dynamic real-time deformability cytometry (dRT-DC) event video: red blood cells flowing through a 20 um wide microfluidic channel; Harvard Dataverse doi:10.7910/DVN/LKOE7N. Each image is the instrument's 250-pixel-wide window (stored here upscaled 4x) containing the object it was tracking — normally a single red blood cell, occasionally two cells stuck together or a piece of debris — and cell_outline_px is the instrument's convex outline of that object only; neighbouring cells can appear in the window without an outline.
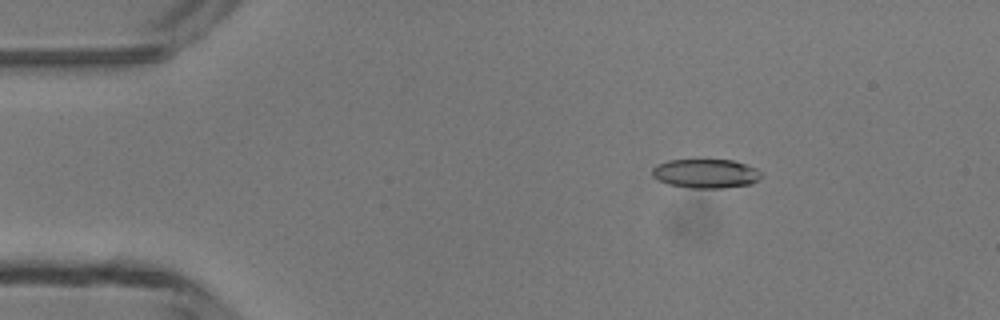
{"species": "common noctule bat (a hibernating species)", "species_latin": "Nyctalus noctula", "temperature_condition": "room temperature", "stored_images_in_passage": 5, "segment_of_instrument_passage": [1, 2], "camera_frame_rate_fps": 3000, "um_per_image_px": 0.085, "animal": {"sex": "male", "body_mass_g": 13.3}, "frame": {"image": 1, "passage_image": 2, "time_ms": 1.333, "image_size_px": [1000, 320], "cell_outline_px": [[760, 180], [752, 184], [724, 188], [692, 188], [668, 184], [652, 176], [652, 168], [656, 164], [668, 160], [732, 160], [756, 168], [760, 172]], "centroid_in_image_um": [59.99, 14.75], "position_along_channel_um": 25.0, "area_um2": 18.5}}
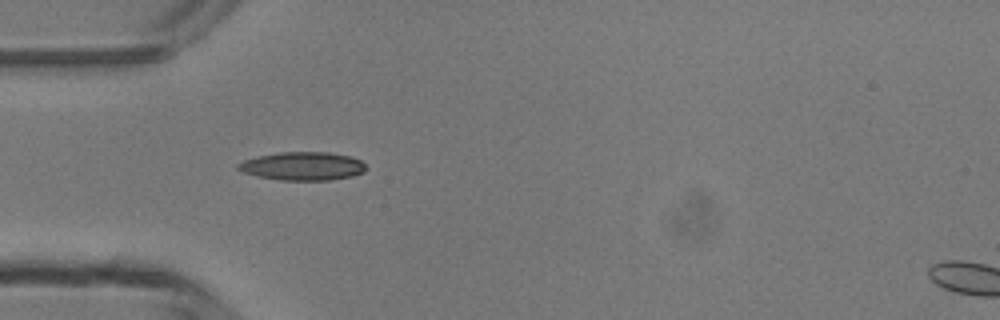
{"frame": {"image": 2, "passage_image": 4, "time_ms": 3.667, "image_size_px": [1000, 320], "cell_outline_px": [[364, 172], [352, 176], [328, 180], [280, 180], [260, 176], [244, 172], [236, 168], [236, 164], [244, 160], [256, 156], [280, 152], [328, 152], [352, 156], [360, 160], [364, 164]], "centroid_in_image_um": [25.72, 14.11], "position_along_channel_um": 59.3, "area_um2": 21.04}}